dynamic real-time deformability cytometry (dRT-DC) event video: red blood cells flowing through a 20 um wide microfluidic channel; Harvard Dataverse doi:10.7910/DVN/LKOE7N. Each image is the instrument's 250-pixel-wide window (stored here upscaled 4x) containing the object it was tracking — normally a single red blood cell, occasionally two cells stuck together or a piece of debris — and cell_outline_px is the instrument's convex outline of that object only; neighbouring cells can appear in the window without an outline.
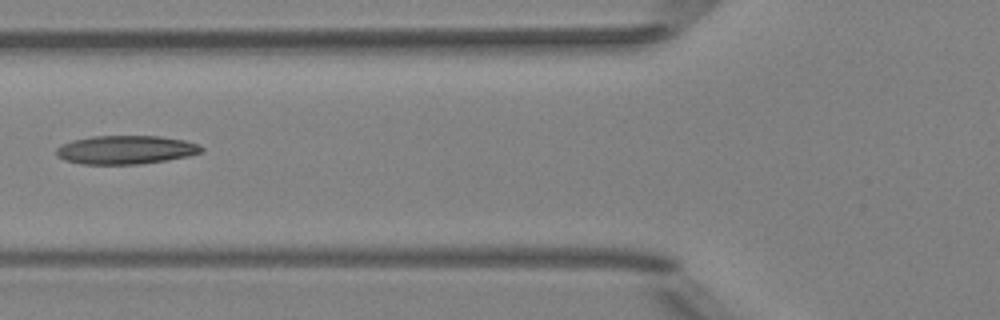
{"species": "Egyptian fruit bat (a non-hibernating species)", "species_latin": "Rousettus aegyptiacus", "temperature_condition": "room temperature", "stored_images_in_passage": 6, "camera_frame_rate_fps": 3000, "um_per_image_px": 0.085, "animal": {"sex": "female"}, "frame": {"image": 1, "passage_image": 6, "time_ms": 5.667, "image_size_px": [1000, 320], "cell_outline_px": [[204, 148], [200, 152], [188, 156], [168, 160], [140, 164], [80, 164], [64, 160], [56, 156], [56, 148], [60, 144], [72, 140], [92, 136], [160, 136], [184, 140], [200, 144]], "centroid_in_image_um": [10.66, 12.73], "position_along_channel_um": 115.1, "area_um2": 24.39}}